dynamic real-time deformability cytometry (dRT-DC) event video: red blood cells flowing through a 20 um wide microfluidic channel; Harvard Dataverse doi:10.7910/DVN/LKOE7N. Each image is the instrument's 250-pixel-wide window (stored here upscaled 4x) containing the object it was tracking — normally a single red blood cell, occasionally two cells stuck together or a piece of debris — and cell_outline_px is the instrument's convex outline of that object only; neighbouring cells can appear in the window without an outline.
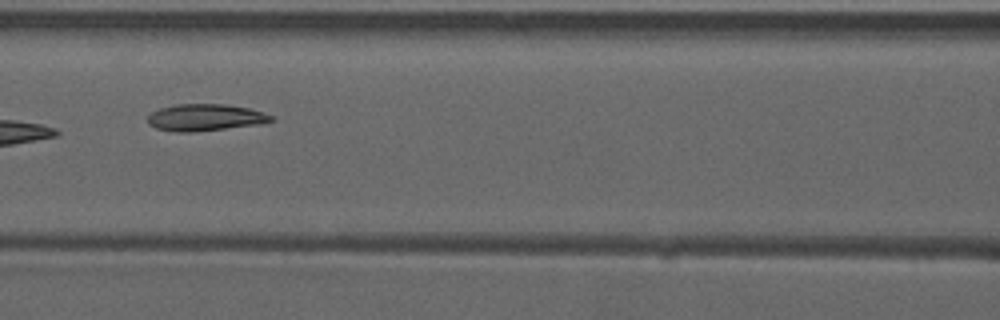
{"species": "common noctule bat (a hibernating species)", "species_latin": "Nyctalus noctula", "temperature_condition": "warm", "stored_images_in_passage": 10, "camera_frame_rate_fps": 3000, "um_per_image_px": 0.085, "animal": {"sex": "male", "forearm_length_mm": 52.5}, "frame": {"image": 1, "passage_image": 7, "time_ms": 2.0, "image_size_px": [1000, 320], "cell_outline_px": [[276, 120], [260, 124], [192, 132], [176, 132], [156, 128], [148, 124], [148, 116], [152, 112], [160, 108], [176, 104], [224, 104], [248, 108], [276, 116]], "centroid_in_image_um": [17.47, 9.98], "position_along_channel_um": 149.1, "area_um2": 19.31}}
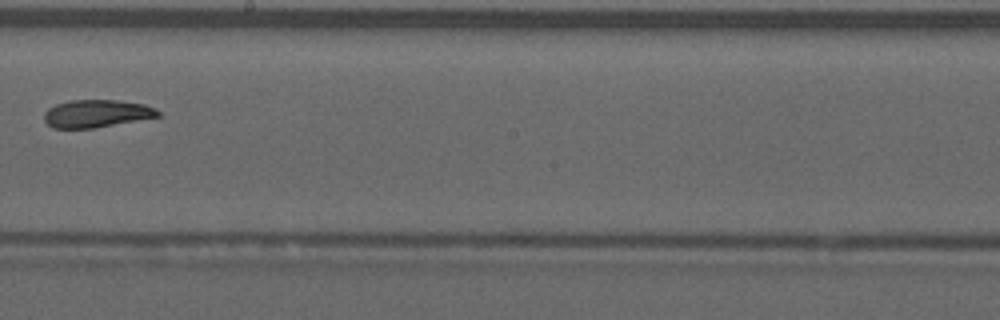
{"frame": {"image": 2, "passage_image": 9, "time_ms": 2.667, "image_size_px": [1000, 320], "cell_outline_px": [[160, 116], [92, 128], [52, 128], [44, 120], [44, 112], [48, 108], [56, 104], [72, 100], [116, 100], [144, 104], [156, 108], [160, 112]], "centroid_in_image_um": [8.19, 9.65], "position_along_channel_um": 240.0, "area_um2": 18.21}}
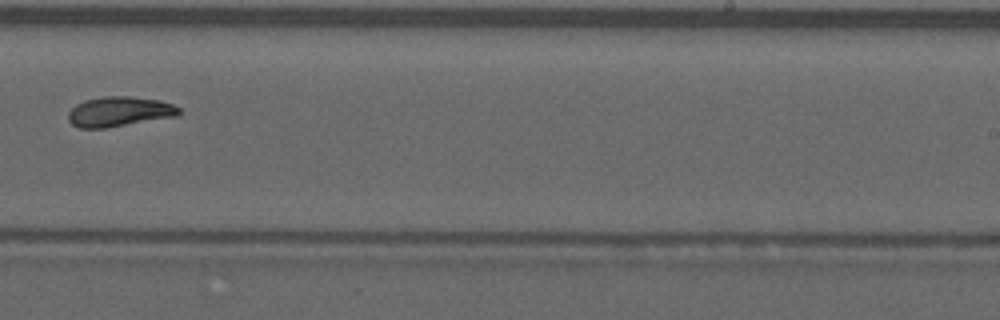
{"frame": {"image": 3, "passage_image": 10, "time_ms": 3.0, "image_size_px": [1000, 320], "cell_outline_px": [[180, 116], [108, 128], [80, 128], [72, 124], [68, 120], [68, 112], [76, 104], [84, 100], [104, 96], [132, 96], [156, 100], [172, 104], [180, 108]], "centroid_in_image_um": [10.15, 9.5], "position_along_channel_um": 278.9, "area_um2": 19.54}}